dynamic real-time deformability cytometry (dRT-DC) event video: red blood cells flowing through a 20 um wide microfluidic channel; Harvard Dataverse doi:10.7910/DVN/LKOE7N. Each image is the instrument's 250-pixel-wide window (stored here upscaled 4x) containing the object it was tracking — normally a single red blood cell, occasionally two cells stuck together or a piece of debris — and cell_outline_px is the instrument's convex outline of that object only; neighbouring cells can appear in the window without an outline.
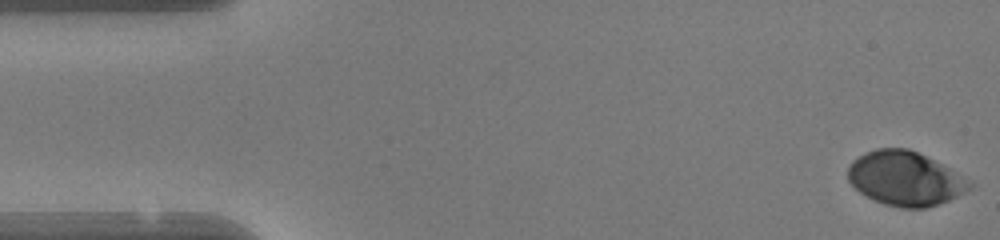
{"species": "human", "species_latin": "Homo sapiens", "temperature_condition": "warm", "stored_images_in_passage": 49, "camera_frame_rate_fps": 3000, "um_per_image_px": 0.085, "donor": {"sex": "female"}, "frame": {"image": 1, "passage_image": 1, "time_ms": 0.0, "image_size_px": [1000, 240], "cell_outline_px": [[972, 188], [948, 200], [924, 208], [900, 208], [884, 204], [872, 200], [860, 192], [848, 180], [848, 164], [852, 160], [864, 152], [876, 148], [908, 148], [948, 168], [972, 184]], "centroid_in_image_um": [76.85, 15.18], "position_along_channel_um": 8.1, "area_um2": 37.92}}
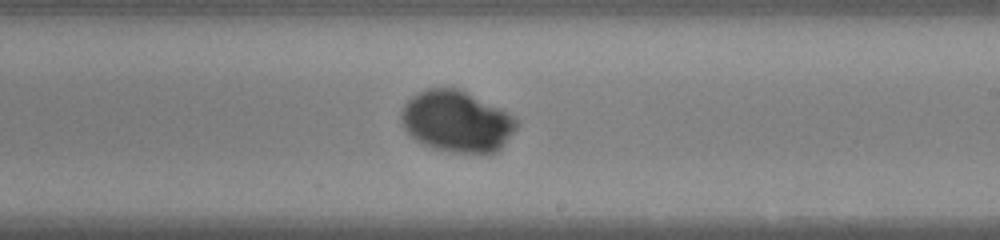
{"frame": {"image": 2, "passage_image": 28, "time_ms": 9.0, "image_size_px": [1000, 240], "cell_outline_px": [[516, 128], [500, 148], [496, 152], [456, 152], [432, 148], [416, 140], [404, 128], [400, 120], [400, 112], [404, 104], [412, 96], [428, 88], [456, 88], [512, 116], [516, 120]], "centroid_in_image_um": [38.74, 10.33], "position_along_channel_um": 250.3, "area_um2": 40.06}}
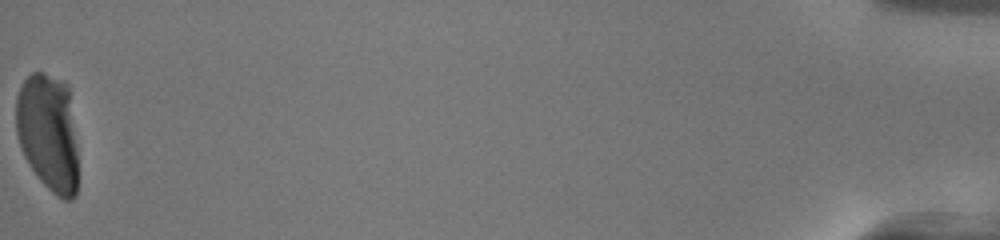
{"frame": {"image": 3, "passage_image": 49, "time_ms": 16.0, "image_size_px": [1000, 240], "cell_outline_px": [[76, 196], [72, 200], [64, 200], [56, 196], [40, 180], [24, 156], [16, 132], [16, 96], [24, 80], [32, 72], [44, 72], [64, 80], [68, 84], [76, 144]], "centroid_in_image_um": [4.09, 11.23], "position_along_channel_um": 431.1, "area_um2": 42.54}, "authors_computed_cell_mechanics": {"area_um2": 40.9224, "velocity_mm_per_s": 4.1503, "shape_relaxation_time_tau1_ms": 2.5572, "shape_relaxation_time_tau2_ms": null, "deformation_change_tau1": 0.1951, "deformation_change_tau2": null}}